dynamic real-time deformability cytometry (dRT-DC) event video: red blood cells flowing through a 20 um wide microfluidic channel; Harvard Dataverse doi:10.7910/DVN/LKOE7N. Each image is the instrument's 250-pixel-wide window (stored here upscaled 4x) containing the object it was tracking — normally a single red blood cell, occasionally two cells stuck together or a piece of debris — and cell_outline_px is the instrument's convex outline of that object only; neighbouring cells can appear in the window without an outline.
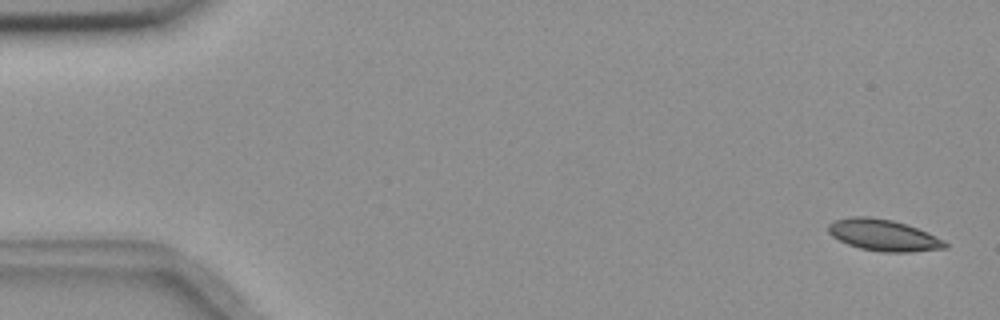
{"species": "common noctule bat (a hibernating species)", "species_latin": "Nyctalus noctula", "temperature_condition": "room temperature", "stored_images_in_passage": 56, "camera_frame_rate_fps": 3000, "um_per_image_px": 0.085, "animal": {"sex": "female", "body_mass_g": 18.4}, "frame": {"image": 1, "passage_image": 2, "time_ms": 0.333, "image_size_px": [1000, 320], "cell_outline_px": [[948, 248], [908, 252], [880, 252], [860, 248], [848, 244], [832, 236], [828, 232], [828, 224], [836, 220], [852, 216], [868, 216], [892, 220], [916, 228], [944, 240], [948, 244]], "centroid_in_image_um": [75.08, 19.99], "position_along_channel_um": 9.9, "area_um2": 21.21}}
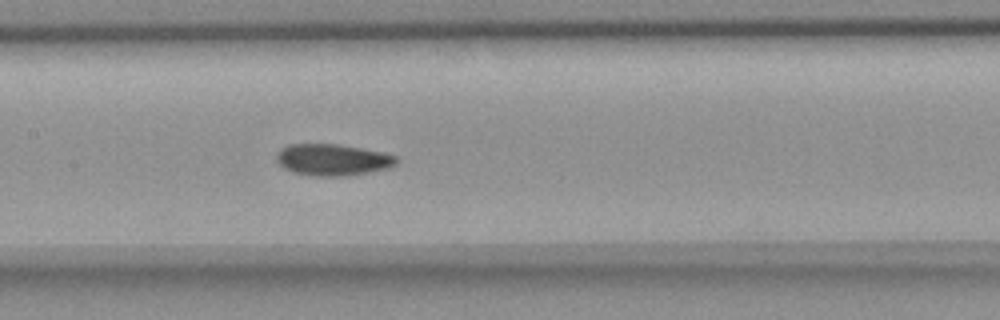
{"frame": {"image": 2, "passage_image": 27, "time_ms": 8.667, "image_size_px": [1000, 320], "cell_outline_px": [[400, 160], [392, 168], [348, 176], [316, 176], [292, 172], [284, 168], [276, 160], [276, 156], [280, 148], [288, 144], [336, 144], [384, 152], [396, 156]], "centroid_in_image_um": [28.31, 13.58], "position_along_channel_um": 179.1, "area_um2": 22.31}}
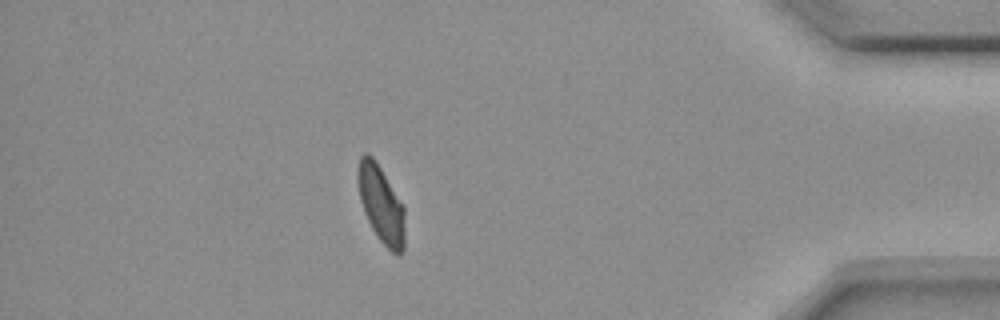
{"frame": {"image": 3, "passage_image": 49, "time_ms": 16.0, "image_size_px": [1000, 320], "cell_outline_px": [[404, 248], [400, 256], [392, 252], [380, 240], [372, 228], [364, 212], [360, 200], [356, 180], [356, 168], [360, 156], [364, 152], [368, 152], [376, 160], [404, 204]], "centroid_in_image_um": [32.37, 17.29], "position_along_channel_um": 402.8, "area_um2": 21.62}, "authors_computed_cell_mechanics": {"area_um2": 21.7328, "velocity_mm_per_s": 3.6558, "shape_relaxation_time_tau1_ms": 7.7793, "shape_relaxation_time_tau2_ms": 2.5772, "deformation_change_tau1": 0.1474, "deformation_change_tau2": 0.0451}}